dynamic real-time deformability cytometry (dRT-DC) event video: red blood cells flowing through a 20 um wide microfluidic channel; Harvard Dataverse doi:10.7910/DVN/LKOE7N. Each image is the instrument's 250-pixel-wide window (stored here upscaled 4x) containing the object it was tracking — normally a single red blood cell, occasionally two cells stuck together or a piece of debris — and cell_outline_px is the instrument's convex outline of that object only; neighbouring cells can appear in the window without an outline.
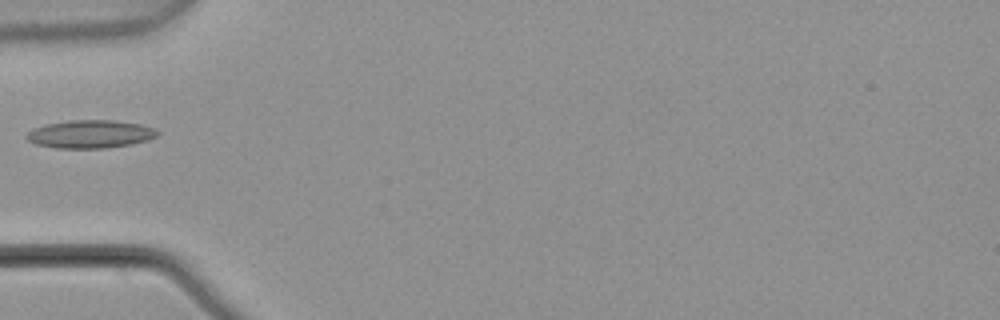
{"species": "common noctule bat (a hibernating species)", "species_latin": "Nyctalus noctula", "temperature_condition": "warm", "stored_images_in_passage": 5, "camera_frame_rate_fps": 3000, "um_per_image_px": 0.085, "animal": {"sex": "male", "body_mass_g": 21.5, "forearm_length_mm": 52.0}, "frame": {"image": 1, "passage_image": 5, "time_ms": 1.333, "image_size_px": [1000, 320], "cell_outline_px": [[160, 132], [156, 136], [148, 140], [132, 144], [104, 148], [56, 148], [36, 144], [28, 140], [24, 136], [32, 128], [44, 124], [68, 120], [112, 120], [140, 124], [152, 128]], "centroid_in_image_um": [7.63, 11.39], "position_along_channel_um": 77.4, "area_um2": 21.44}}